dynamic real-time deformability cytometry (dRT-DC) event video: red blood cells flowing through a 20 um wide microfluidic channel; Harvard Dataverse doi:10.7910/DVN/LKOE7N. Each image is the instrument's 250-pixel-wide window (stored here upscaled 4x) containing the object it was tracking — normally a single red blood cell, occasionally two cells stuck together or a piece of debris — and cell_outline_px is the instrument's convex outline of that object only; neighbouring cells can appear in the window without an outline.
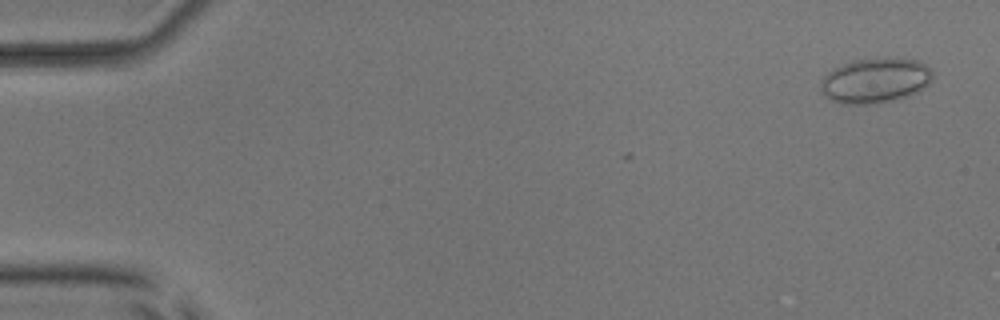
{"species": "common noctule bat (a hibernating species)", "species_latin": "Nyctalus noctula", "temperature_condition": "room temperature", "stored_images_in_passage": 5, "camera_frame_rate_fps": 3000, "um_per_image_px": 0.085, "animal": {"sex": "male", "body_mass_g": 17.9, "forearm_length_mm": 54.2}, "frame": {"image": 1, "passage_image": 3, "time_ms": 0.667, "image_size_px": [1000, 320], "cell_outline_px": [[932, 80], [924, 88], [916, 92], [892, 100], [872, 104], [840, 104], [824, 96], [820, 92], [820, 80], [828, 72], [852, 60], [884, 56], [888, 56], [920, 60], [932, 68]], "centroid_in_image_um": [74.4, 6.81], "position_along_channel_um": 10.6, "area_um2": 29.94}}